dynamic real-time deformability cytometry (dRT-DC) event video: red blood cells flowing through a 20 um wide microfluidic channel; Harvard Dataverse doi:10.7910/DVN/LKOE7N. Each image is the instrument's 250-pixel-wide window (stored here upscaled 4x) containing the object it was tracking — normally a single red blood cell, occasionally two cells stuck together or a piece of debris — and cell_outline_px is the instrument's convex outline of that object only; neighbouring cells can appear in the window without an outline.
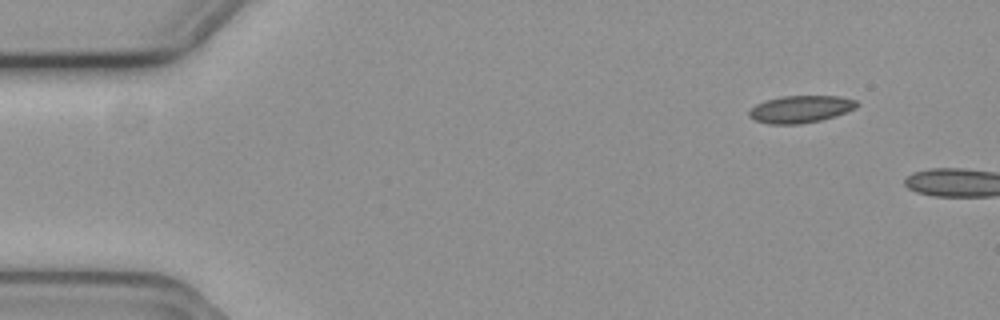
{"species": "common noctule bat (a hibernating species)", "species_latin": "Nyctalus noctula", "temperature_condition": "cold", "stored_images_in_passage": 12, "camera_frame_rate_fps": 3000, "um_per_image_px": 0.085, "animal": {"sex": "female", "body_mass_g": 19.3, "forearm_length_mm": 54.1}, "frame": {"image": 1, "passage_image": 1, "time_ms": 0.0, "image_size_px": [1000, 320], "cell_outline_px": [[860, 104], [856, 108], [820, 120], [800, 124], [768, 124], [756, 120], [748, 116], [748, 112], [756, 104], [764, 100], [780, 96], [840, 96], [856, 100]], "centroid_in_image_um": [68.02, 9.26], "position_along_channel_um": 17.0, "area_um2": 17.05}}